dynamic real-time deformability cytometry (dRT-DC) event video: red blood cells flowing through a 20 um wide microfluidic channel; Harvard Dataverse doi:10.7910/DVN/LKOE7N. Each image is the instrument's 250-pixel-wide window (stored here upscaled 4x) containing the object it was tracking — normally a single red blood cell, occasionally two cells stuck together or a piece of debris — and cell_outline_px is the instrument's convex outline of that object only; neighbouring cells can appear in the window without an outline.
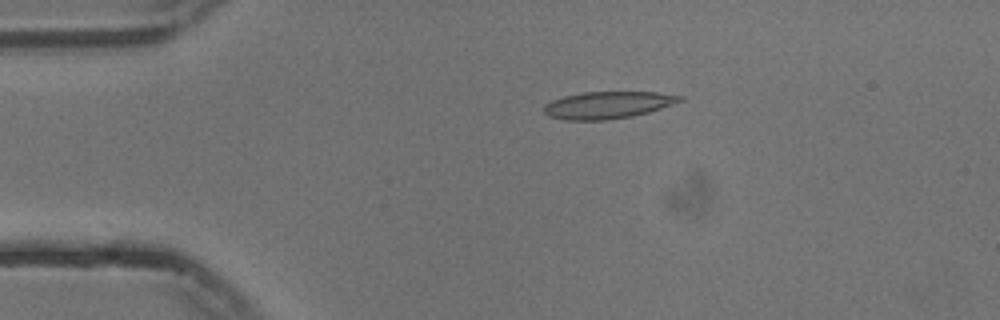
{"species": "common noctule bat (a hibernating species)", "species_latin": "Nyctalus noctula", "temperature_condition": "cold", "stored_images_in_passage": 44, "camera_frame_rate_fps": 3000, "um_per_image_px": 0.085, "animal": {"sex": "male", "body_mass_g": 13.3}, "frame": {"image": 1, "passage_image": 1, "time_ms": 0.0, "image_size_px": [1000, 320], "cell_outline_px": [[684, 100], [648, 112], [632, 116], [604, 120], [564, 120], [548, 116], [544, 112], [544, 104], [552, 100], [564, 96], [584, 92], [656, 92], [684, 96]], "centroid_in_image_um": [51.64, 8.92], "position_along_channel_um": 33.4, "area_um2": 21.39}}
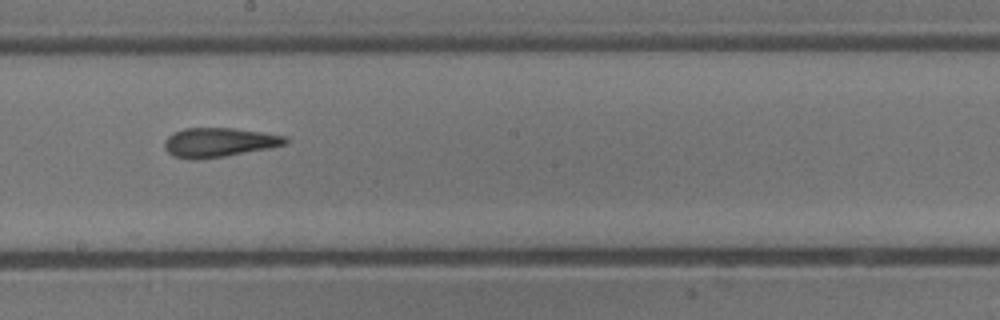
{"frame": {"image": 2, "passage_image": 20, "time_ms": 6.333, "image_size_px": [1000, 320], "cell_outline_px": [[288, 144], [268, 148], [224, 156], [196, 160], [192, 160], [172, 156], [164, 148], [164, 140], [172, 132], [184, 128], [232, 128], [264, 132], [288, 136]], "centroid_in_image_um": [18.59, 12.1], "position_along_channel_um": 229.6, "area_um2": 20.81}}
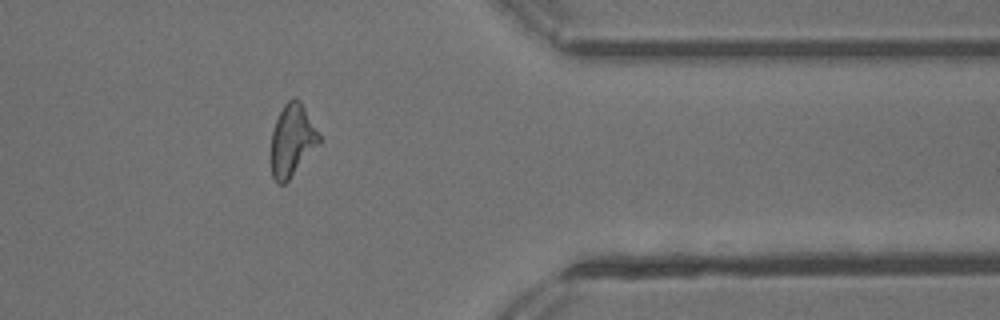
{"frame": {"image": 3, "passage_image": 34, "time_ms": 11.0, "image_size_px": [1000, 320], "cell_outline_px": [[320, 144], [288, 180], [284, 184], [276, 184], [272, 176], [272, 132], [276, 120], [284, 104], [292, 96], [296, 96], [300, 100], [320, 136]], "centroid_in_image_um": [24.84, 11.92], "position_along_channel_um": 386.6, "area_um2": 20.0}, "authors_computed_cell_mechanics": {"area_um2": 20.7502, "velocity_mm_per_s": 3.761, "shape_relaxation_time_tau1_ms": null, "shape_relaxation_time_tau2_ms": 2.9281, "deformation_change_tau1": null, "deformation_change_tau2": 0.1362}}